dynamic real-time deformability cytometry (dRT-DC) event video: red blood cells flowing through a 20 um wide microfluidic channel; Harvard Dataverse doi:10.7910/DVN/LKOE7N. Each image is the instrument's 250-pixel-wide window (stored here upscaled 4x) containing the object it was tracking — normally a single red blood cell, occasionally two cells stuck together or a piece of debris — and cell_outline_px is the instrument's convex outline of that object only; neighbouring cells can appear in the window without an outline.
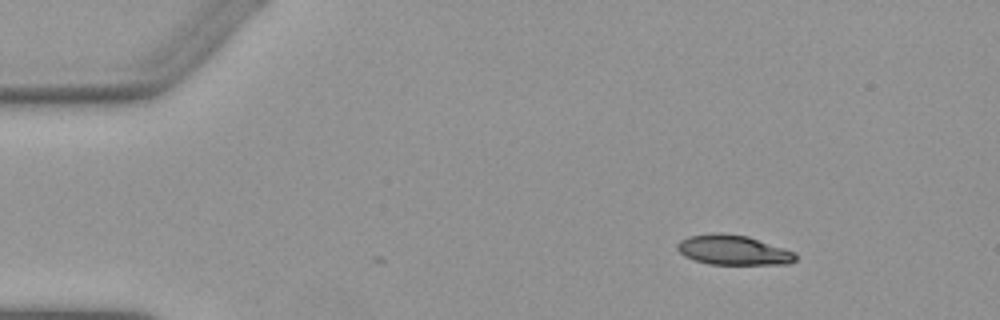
{"species": "Egyptian fruit bat (a non-hibernating species)", "species_latin": "Rousettus aegyptiacus", "temperature_condition": "warm", "stored_images_in_passage": 3, "camera_frame_rate_fps": 3000, "um_per_image_px": 0.085, "animal": {"sex": "female"}, "frame": {"image": 1, "passage_image": 1, "time_ms": 0.0, "image_size_px": [1000, 320], "cell_outline_px": [[796, 260], [788, 264], [708, 264], [684, 256], [676, 248], [676, 244], [680, 240], [688, 236], [712, 232], [720, 232], [748, 236], [796, 252]], "centroid_in_image_um": [62.31, 21.24], "position_along_channel_um": 22.7, "area_um2": 20.69}}